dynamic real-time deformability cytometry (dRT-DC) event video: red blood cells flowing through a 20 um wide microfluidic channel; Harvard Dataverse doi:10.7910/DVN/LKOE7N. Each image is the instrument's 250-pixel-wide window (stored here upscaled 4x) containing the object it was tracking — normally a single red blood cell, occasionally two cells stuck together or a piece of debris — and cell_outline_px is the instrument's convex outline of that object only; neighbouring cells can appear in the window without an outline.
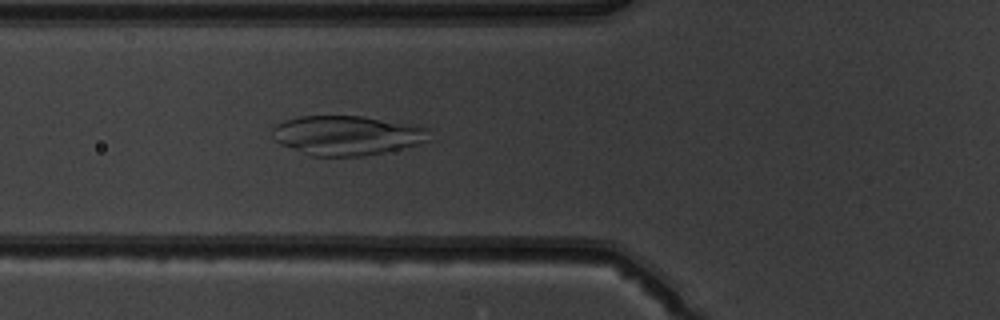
{"species": "common noctule bat (a hibernating species)", "species_latin": "Nyctalus noctula", "temperature_condition": "warm", "stored_images_in_passage": 42, "camera_frame_rate_fps": 3000, "um_per_image_px": 0.085, "animal": {"sex": "male", "body_mass_g": 19.5, "forearm_length_mm": 54.6}, "frame": {"image": 1, "passage_image": 20, "time_ms": 6.333, "image_size_px": [1000, 320], "cell_outline_px": [[432, 140], [416, 144], [364, 156], [312, 156], [280, 144], [272, 136], [272, 128], [276, 124], [284, 120], [300, 116], [360, 116], [412, 124], [424, 128]], "centroid_in_image_um": [29.43, 11.5], "position_along_channel_um": 96.4, "area_um2": 35.78}}
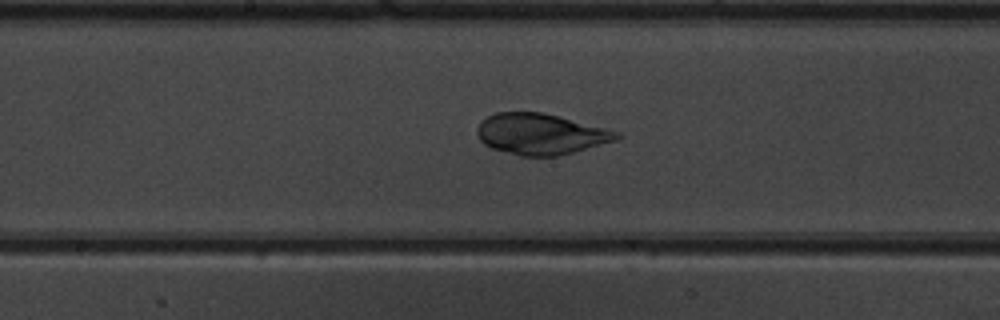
{"frame": {"image": 2, "passage_image": 28, "time_ms": 9.0, "image_size_px": [1000, 320], "cell_outline_px": [[624, 136], [616, 140], [572, 152], [556, 156], [520, 156], [492, 148], [484, 144], [480, 140], [476, 132], [476, 128], [488, 116], [496, 112], [540, 112], [560, 116], [620, 132]], "centroid_in_image_um": [45.96, 11.39], "position_along_channel_um": 202.2, "area_um2": 33.12}}
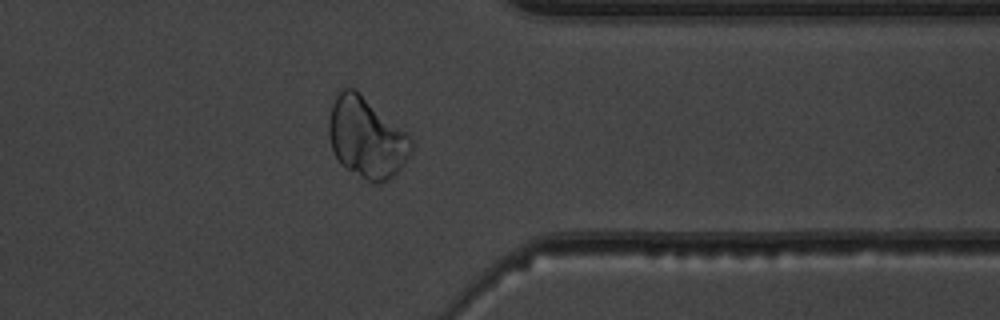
{"frame": {"image": 3, "passage_image": 42, "time_ms": 13.667, "image_size_px": [1000, 320], "cell_outline_px": [[412, 152], [400, 168], [388, 180], [380, 184], [368, 180], [340, 164], [332, 148], [328, 136], [328, 124], [332, 104], [336, 96], [344, 88], [356, 88], [412, 136]], "centroid_in_image_um": [31.17, 11.67], "position_along_channel_um": 380.2, "area_um2": 38.73}}